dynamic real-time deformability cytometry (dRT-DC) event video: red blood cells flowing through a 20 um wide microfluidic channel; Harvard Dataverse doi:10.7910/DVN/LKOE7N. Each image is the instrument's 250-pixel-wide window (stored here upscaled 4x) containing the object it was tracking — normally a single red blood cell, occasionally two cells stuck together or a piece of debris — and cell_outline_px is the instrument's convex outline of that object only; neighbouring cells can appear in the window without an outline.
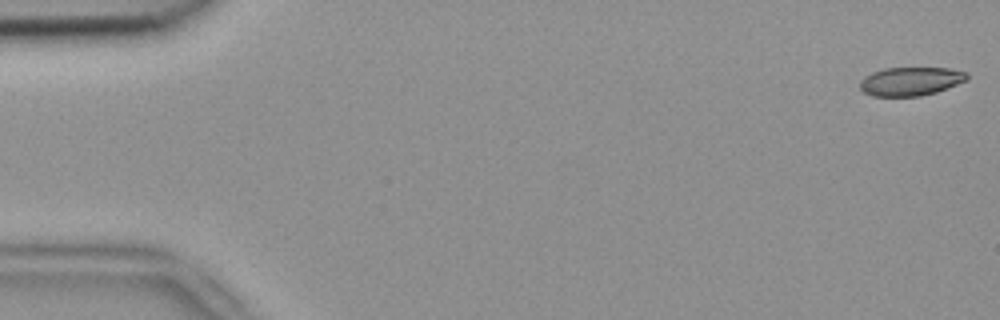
{"species": "common noctule bat (a hibernating species)", "species_latin": "Nyctalus noctula", "temperature_condition": "room temperature", "stored_images_in_passage": 4, "camera_frame_rate_fps": 3000, "um_per_image_px": 0.085, "animal": {"sex": "female", "body_mass_g": 18.4}, "frame": {"image": 1, "passage_image": 1, "time_ms": 0.0, "image_size_px": [1000, 320], "cell_outline_px": [[968, 80], [936, 92], [920, 96], [872, 96], [864, 92], [860, 88], [860, 80], [864, 76], [872, 72], [884, 68], [948, 68], [968, 72]], "centroid_in_image_um": [77.4, 6.91], "position_along_channel_um": 7.6, "area_um2": 17.92}}